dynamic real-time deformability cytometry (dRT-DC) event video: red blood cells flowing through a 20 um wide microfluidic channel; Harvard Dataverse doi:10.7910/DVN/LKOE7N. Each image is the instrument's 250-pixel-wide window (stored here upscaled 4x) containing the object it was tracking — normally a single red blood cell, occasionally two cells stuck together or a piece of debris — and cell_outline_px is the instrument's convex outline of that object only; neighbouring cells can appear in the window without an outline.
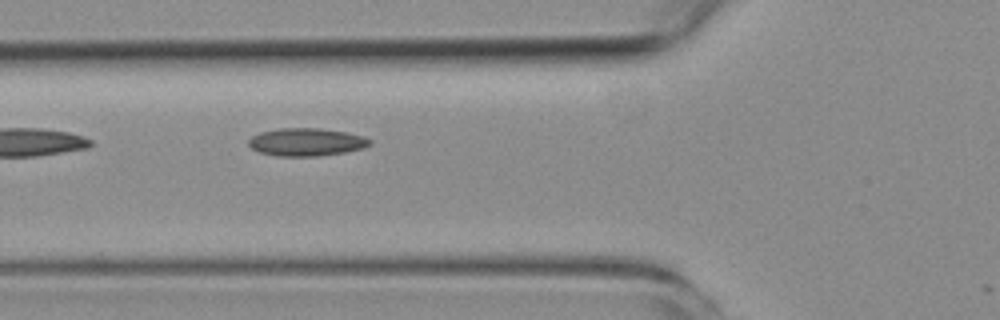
{"species": "common noctule bat (a hibernating species)", "species_latin": "Nyctalus noctula", "temperature_condition": "room temperature", "stored_images_in_passage": 4, "camera_frame_rate_fps": 3000, "um_per_image_px": 0.085, "animal": {"sex": "female", "body_mass_g": 19.3, "forearm_length_mm": 54.1}, "frame": {"image": 1, "passage_image": 4, "time_ms": 3.333, "image_size_px": [1000, 320], "cell_outline_px": [[372, 144], [364, 148], [344, 152], [320, 156], [276, 156], [260, 152], [252, 148], [248, 144], [248, 140], [252, 136], [260, 132], [280, 128], [320, 128], [344, 132], [364, 136], [372, 140]], "centroid_in_image_um": [26.06, 12.07], "position_along_channel_um": 99.7, "area_um2": 19.71}}